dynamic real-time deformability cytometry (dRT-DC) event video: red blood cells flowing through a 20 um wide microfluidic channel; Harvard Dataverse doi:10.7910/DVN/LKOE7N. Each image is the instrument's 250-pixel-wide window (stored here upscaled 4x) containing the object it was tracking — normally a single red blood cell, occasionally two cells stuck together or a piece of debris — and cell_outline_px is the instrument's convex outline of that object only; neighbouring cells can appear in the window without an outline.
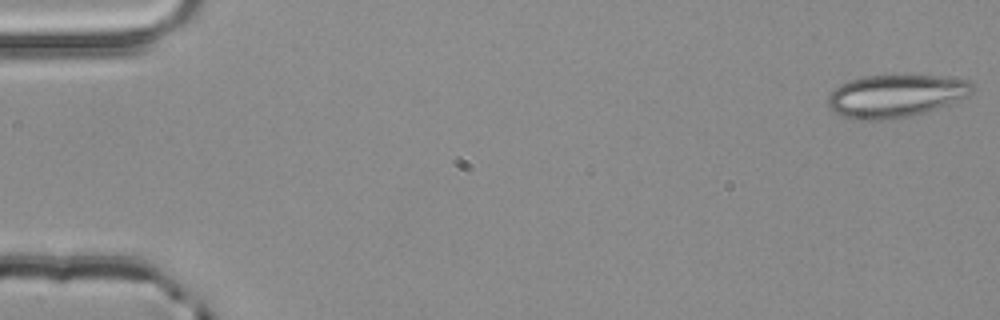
{"species": "common noctule bat (a hibernating species)", "species_latin": "Nyctalus noctula", "temperature_condition": "room temperature", "stored_images_in_passage": 4, "camera_frame_rate_fps": 3000, "um_per_image_px": 0.085, "animal": {"sex": "male", "body_mass_g": 20.4}, "frame": {"image": 1, "passage_image": 1, "time_ms": 0.0, "image_size_px": [1000, 320], "cell_outline_px": [[972, 92], [968, 96], [948, 104], [912, 116], [888, 120], [856, 120], [832, 112], [828, 104], [828, 96], [840, 84], [864, 76], [948, 76], [968, 80], [972, 84]], "centroid_in_image_um": [76.13, 8.17], "position_along_channel_um": 8.9, "area_um2": 35.78}}